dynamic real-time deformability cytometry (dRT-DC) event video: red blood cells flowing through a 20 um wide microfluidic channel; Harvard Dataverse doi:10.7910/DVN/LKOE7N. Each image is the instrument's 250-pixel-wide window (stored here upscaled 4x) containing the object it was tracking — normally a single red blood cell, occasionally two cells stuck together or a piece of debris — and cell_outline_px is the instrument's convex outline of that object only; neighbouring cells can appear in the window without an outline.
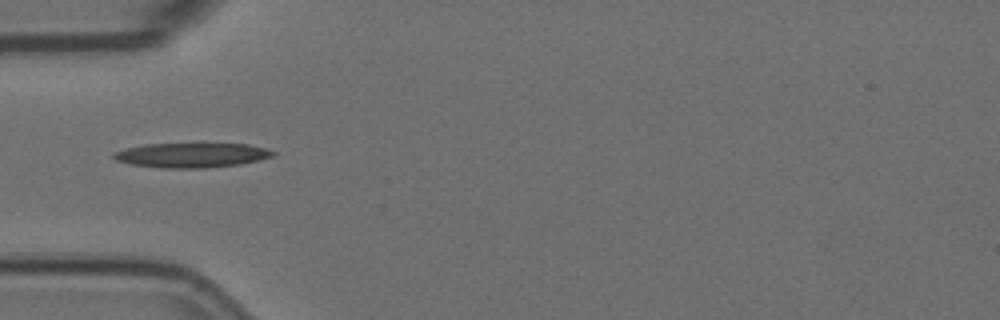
{"species": "Egyptian fruit bat (a non-hibernating species)", "species_latin": "Rousettus aegyptiacus", "temperature_condition": "room temperature", "stored_images_in_passage": 15, "camera_frame_rate_fps": 3000, "um_per_image_px": 0.085, "animal": {"sex": "female"}, "frame": {"image": 1, "passage_image": 5, "time_ms": 1.333, "image_size_px": [1000, 320], "cell_outline_px": [[276, 152], [272, 156], [260, 160], [240, 164], [204, 168], [160, 168], [128, 164], [116, 160], [112, 156], [112, 152], [144, 144], [248, 144], [264, 148]], "centroid_in_image_um": [16.25, 13.2], "position_along_channel_um": 68.8, "area_um2": 22.83}}
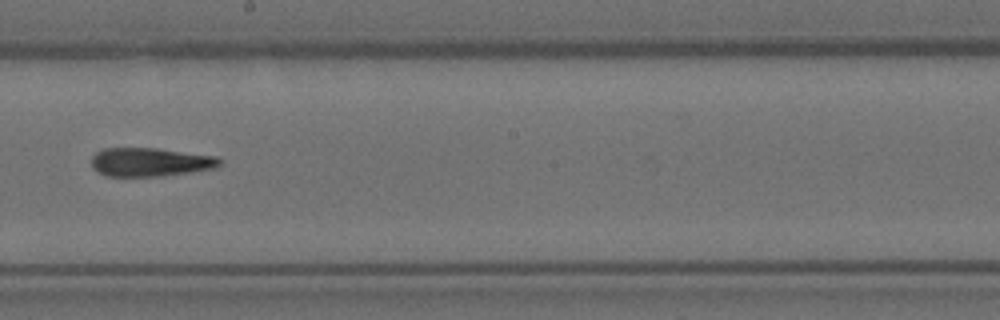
{"frame": {"image": 2, "passage_image": 9, "time_ms": 2.667, "image_size_px": [1000, 320], "cell_outline_px": [[220, 164], [216, 168], [164, 176], [104, 176], [92, 168], [92, 156], [96, 152], [104, 148], [156, 148], [216, 156], [220, 160]], "centroid_in_image_um": [12.74, 13.78], "position_along_channel_um": 235.5, "area_um2": 21.44}}
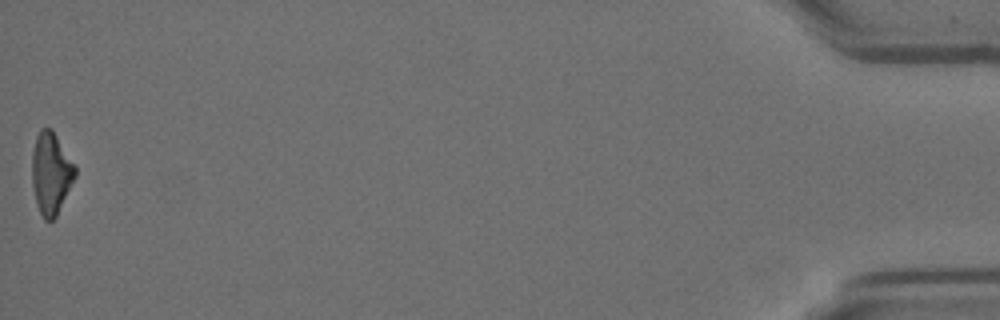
{"frame": {"image": 3, "passage_image": 15, "time_ms": 4.667, "image_size_px": [1000, 320], "cell_outline_px": [[76, 176], [56, 216], [52, 220], [44, 220], [36, 204], [32, 184], [32, 152], [36, 136], [40, 128], [52, 128], [76, 168]], "centroid_in_image_um": [4.31, 14.71], "position_along_channel_um": 430.9, "area_um2": 20.46}}